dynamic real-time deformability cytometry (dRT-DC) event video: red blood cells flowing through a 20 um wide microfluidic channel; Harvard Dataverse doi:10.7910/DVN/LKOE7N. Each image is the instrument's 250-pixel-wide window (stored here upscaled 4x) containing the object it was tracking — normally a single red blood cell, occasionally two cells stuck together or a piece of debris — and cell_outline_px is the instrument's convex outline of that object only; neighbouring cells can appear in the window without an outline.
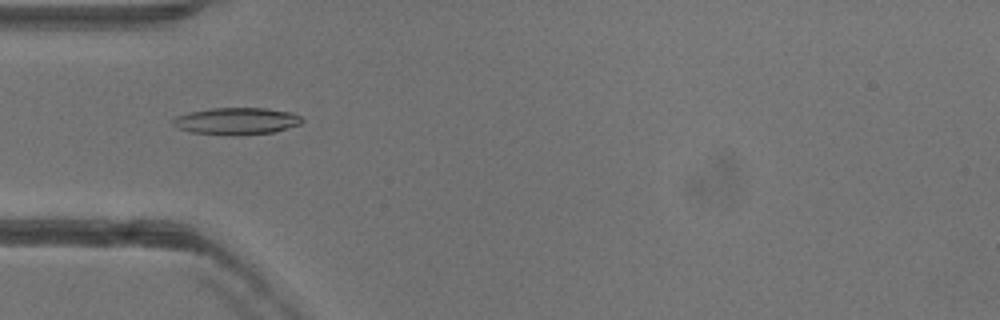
{"species": "common noctule bat (a hibernating species)", "species_latin": "Nyctalus noctula", "temperature_condition": "warm", "stored_images_in_passage": 51, "camera_frame_rate_fps": 3000, "um_per_image_px": 0.085, "animal": {"sex": "female"}, "frame": {"image": 1, "passage_image": 16, "time_ms": 5.0, "image_size_px": [1000, 320], "cell_outline_px": [[304, 120], [300, 124], [276, 132], [236, 136], [232, 136], [192, 132], [180, 128], [172, 124], [172, 120], [176, 116], [188, 112], [212, 108], [264, 108], [292, 112], [300, 116]], "centroid_in_image_um": [20.13, 10.3], "position_along_channel_um": 64.9, "area_um2": 20.46}}
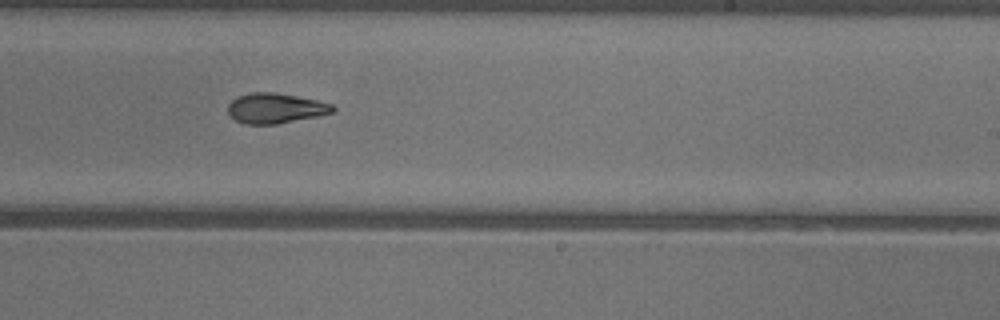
{"frame": {"image": 2, "passage_image": 31, "time_ms": 10.0, "image_size_px": [1000, 320], "cell_outline_px": [[336, 108], [332, 112], [320, 116], [276, 124], [244, 124], [236, 120], [228, 112], [228, 104], [236, 96], [248, 92], [276, 92], [316, 100], [332, 104]], "centroid_in_image_um": [23.4, 9.19], "position_along_channel_um": 265.6, "area_um2": 18.5}}
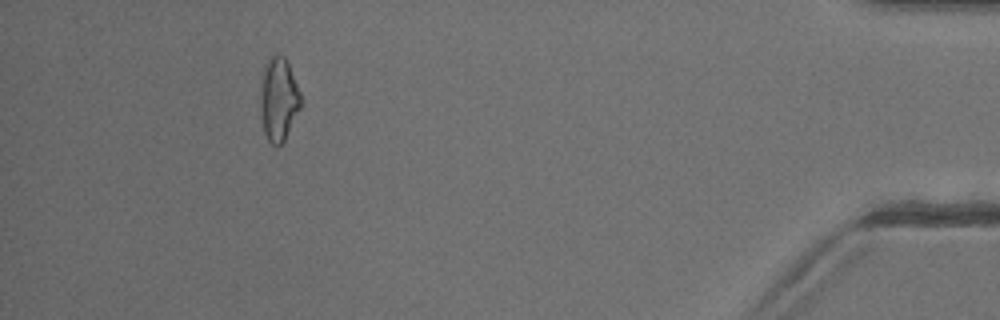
{"frame": {"image": 3, "passage_image": 47, "time_ms": 15.333, "image_size_px": [1000, 320], "cell_outline_px": [[304, 104], [284, 140], [280, 144], [272, 144], [268, 140], [264, 132], [260, 104], [260, 80], [264, 64], [272, 56], [284, 56], [288, 60], [300, 92]], "centroid_in_image_um": [23.71, 8.41], "position_along_channel_um": 411.5, "area_um2": 20.0}, "authors_computed_cell_mechanics": {"area_um2": 19.1318, "velocity_mm_per_s": 4.0033, "shape_relaxation_time_tau1_ms": 8.2948, "shape_relaxation_time_tau2_ms": 3.4906, "deformation_change_tau1": 0.2126, "deformation_change_tau2": 0.1121}}